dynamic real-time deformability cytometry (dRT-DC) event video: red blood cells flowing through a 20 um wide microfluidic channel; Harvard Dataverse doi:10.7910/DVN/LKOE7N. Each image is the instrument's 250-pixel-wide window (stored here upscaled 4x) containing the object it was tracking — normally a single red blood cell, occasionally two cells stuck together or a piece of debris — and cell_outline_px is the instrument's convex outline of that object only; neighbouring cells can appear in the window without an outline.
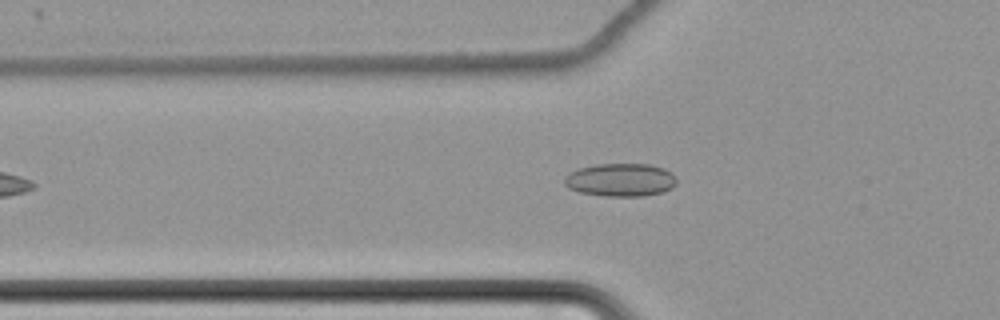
{"species": "common noctule bat (a hibernating species)", "species_latin": "Nyctalus noctula", "temperature_condition": "cold", "stored_images_in_passage": 50, "camera_frame_rate_fps": 3000, "um_per_image_px": 0.085, "animal": {"sex": "female", "body_mass_g": 22.7, "forearm_length_mm": 54.2}, "frame": {"image": 1, "passage_image": 11, "time_ms": 3.333, "image_size_px": [1000, 320], "cell_outline_px": [[676, 184], [672, 188], [660, 192], [644, 196], [604, 196], [580, 192], [568, 188], [564, 184], [564, 176], [580, 168], [596, 164], [648, 164], [664, 168], [672, 172], [676, 176]], "centroid_in_image_um": [52.76, 15.29], "position_along_channel_um": 73.0, "area_um2": 21.68}}
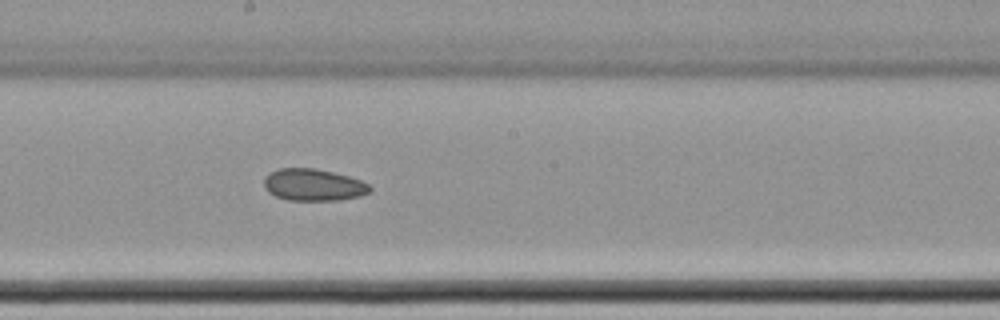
{"frame": {"image": 2, "passage_image": 24, "time_ms": 7.667, "image_size_px": [1000, 320], "cell_outline_px": [[372, 188], [368, 192], [360, 196], [336, 200], [288, 200], [276, 196], [268, 192], [264, 188], [264, 176], [280, 168], [316, 168], [348, 176], [360, 180], [368, 184]], "centroid_in_image_um": [26.61, 15.71], "position_along_channel_um": 221.6, "area_um2": 19.59}}
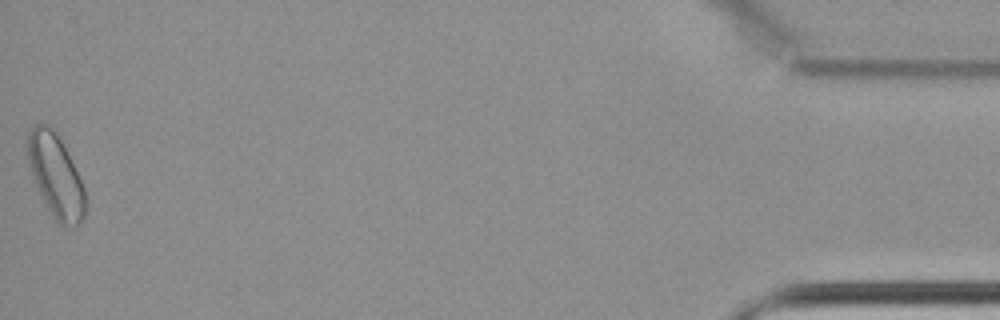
{"frame": {"image": 3, "passage_image": 50, "time_ms": 16.333, "image_size_px": [1000, 320], "cell_outline_px": [[84, 216], [80, 224], [76, 228], [64, 228], [52, 216], [44, 204], [40, 196], [28, 164], [28, 132], [36, 124], [48, 124], [60, 136], [84, 188]], "centroid_in_image_um": [4.73, 14.98], "position_along_channel_um": 430.5, "area_um2": 27.92}, "authors_computed_cell_mechanics": {"area_um2": 20.6057, "velocity_mm_per_s": 3.4695, "shape_relaxation_time_tau1_ms": null, "shape_relaxation_time_tau2_ms": 10.9514, "deformation_change_tau1": null, "deformation_change_tau2": 0.1384}}